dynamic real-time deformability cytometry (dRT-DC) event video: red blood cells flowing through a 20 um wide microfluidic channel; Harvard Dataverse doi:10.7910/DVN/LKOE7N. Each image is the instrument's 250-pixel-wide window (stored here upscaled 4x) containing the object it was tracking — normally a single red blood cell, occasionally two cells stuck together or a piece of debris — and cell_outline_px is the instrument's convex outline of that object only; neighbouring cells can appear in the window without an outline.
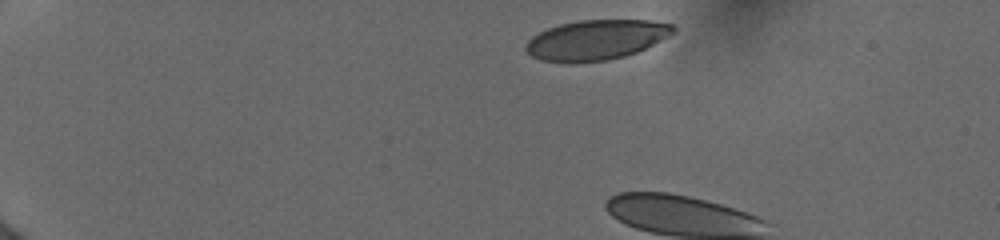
{"species": "human", "species_latin": "Homo sapiens", "temperature_condition": "cold", "stored_images_in_passage": 10, "camera_frame_rate_fps": 3000, "um_per_image_px": 0.085, "donor": {"sex": "female"}, "frame": {"image": 1, "passage_image": 1, "time_ms": 0.0, "image_size_px": [1000, 240], "cell_outline_px": [[676, 32], [636, 52], [624, 56], [608, 60], [572, 64], [540, 60], [532, 56], [524, 48], [528, 40], [532, 36], [548, 28], [560, 24], [580, 20], [652, 20], [672, 24], [676, 28]], "centroid_in_image_um": [50.65, 3.4], "position_along_channel_um": 34.3, "area_um2": 34.51}}
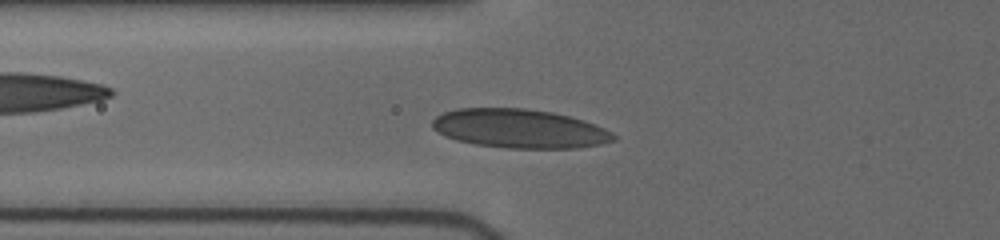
{"frame": {"image": 2, "passage_image": 9, "time_ms": 4.667, "image_size_px": [1000, 240], "cell_outline_px": [[616, 140], [600, 144], [576, 148], [508, 148], [476, 144], [456, 140], [444, 136], [436, 132], [432, 128], [432, 120], [436, 116], [444, 112], [456, 108], [524, 108], [552, 112], [584, 120], [604, 128], [612, 132], [616, 136]], "centroid_in_image_um": [44.13, 10.93], "position_along_channel_um": 81.7, "area_um2": 41.21}}